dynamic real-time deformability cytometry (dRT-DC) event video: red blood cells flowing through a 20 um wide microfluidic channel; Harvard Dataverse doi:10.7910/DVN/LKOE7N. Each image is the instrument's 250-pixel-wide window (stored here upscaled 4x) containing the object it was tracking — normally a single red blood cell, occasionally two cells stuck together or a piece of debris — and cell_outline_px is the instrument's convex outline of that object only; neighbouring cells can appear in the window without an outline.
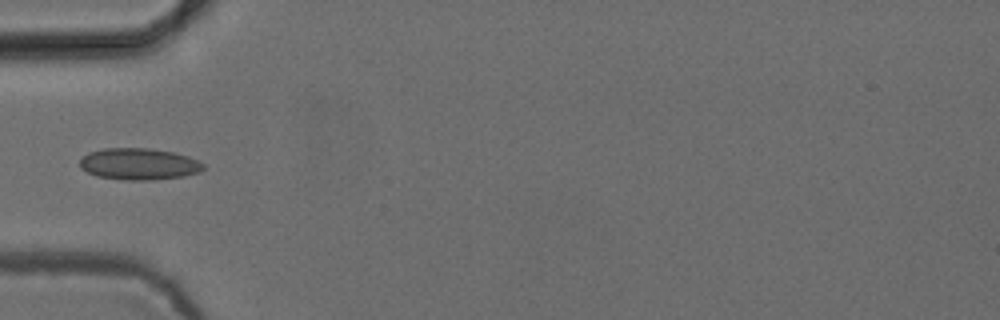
{"species": "common noctule bat (a hibernating species)", "species_latin": "Nyctalus noctula", "temperature_condition": "cold", "stored_images_in_passage": 36, "camera_frame_rate_fps": 3000, "um_per_image_px": 0.085, "animal": {"sex": "female", "body_mass_g": 24.6, "forearm_length_mm": 56.2}, "frame": {"image": 1, "passage_image": 1, "time_ms": 0.0, "image_size_px": [1000, 320], "cell_outline_px": [[204, 168], [200, 172], [184, 176], [152, 180], [128, 180], [96, 176], [80, 168], [80, 160], [88, 152], [104, 148], [148, 148], [172, 152], [188, 156], [204, 164]], "centroid_in_image_um": [11.8, 13.94], "position_along_channel_um": 73.2, "area_um2": 22.72}}
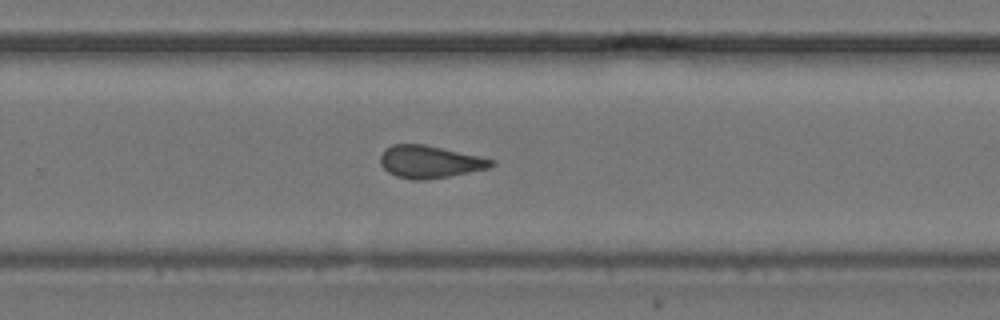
{"frame": {"image": 2, "passage_image": 18, "time_ms": 5.667, "image_size_px": [1000, 320], "cell_outline_px": [[496, 164], [488, 168], [428, 180], [412, 180], [396, 176], [388, 172], [380, 164], [380, 156], [384, 148], [392, 144], [424, 144], [480, 156], [496, 160]], "centroid_in_image_um": [36.51, 13.75], "position_along_channel_um": 293.3, "area_um2": 21.1}}
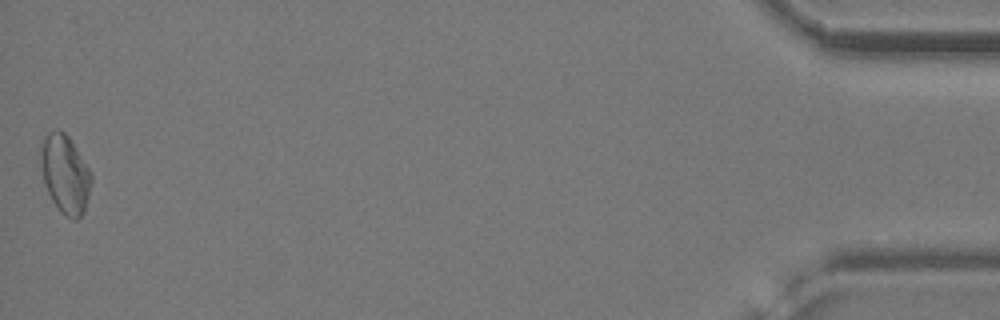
{"frame": {"image": 3, "passage_image": 36, "time_ms": 11.667, "image_size_px": [1000, 320], "cell_outline_px": [[92, 180], [84, 212], [76, 220], [72, 220], [64, 216], [60, 212], [52, 200], [44, 184], [40, 164], [40, 144], [44, 136], [48, 132], [56, 128], [64, 132], [68, 136], [92, 172]], "centroid_in_image_um": [5.52, 14.78], "position_along_channel_um": 429.7, "area_um2": 23.47}, "authors_computed_cell_mechanics": {"area_um2": 21.0392, "velocity_mm_per_s": 3.8806, "shape_relaxation_time_tau1_ms": null, "shape_relaxation_time_tau2_ms": 1.5644, "deformation_change_tau1": null, "deformation_change_tau2": 0.0719}}